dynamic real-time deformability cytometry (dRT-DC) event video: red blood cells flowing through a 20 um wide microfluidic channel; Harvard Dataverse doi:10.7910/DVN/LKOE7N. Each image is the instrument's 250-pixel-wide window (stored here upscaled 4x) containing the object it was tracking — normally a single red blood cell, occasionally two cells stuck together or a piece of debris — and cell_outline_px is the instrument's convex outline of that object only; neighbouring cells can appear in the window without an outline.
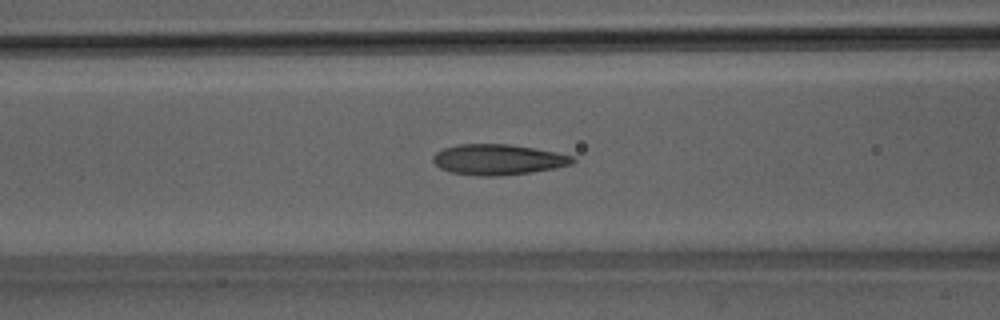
{"species": "Egyptian fruit bat (a non-hibernating species)", "species_latin": "Rousettus aegyptiacus", "temperature_condition": "room temperature", "stored_images_in_passage": 50, "camera_frame_rate_fps": 3000, "um_per_image_px": 0.085, "animal": {"sex": "male"}, "frame": {"image": 1, "passage_image": 20, "time_ms": 6.333, "image_size_px": [1000, 320], "cell_outline_px": [[576, 160], [572, 164], [556, 168], [532, 172], [500, 176], [480, 176], [452, 172], [440, 168], [432, 160], [432, 156], [436, 152], [444, 148], [460, 144], [508, 144], [556, 152], [572, 156]], "centroid_in_image_um": [42.34, 13.57], "position_along_channel_um": 124.3, "area_um2": 24.8}}
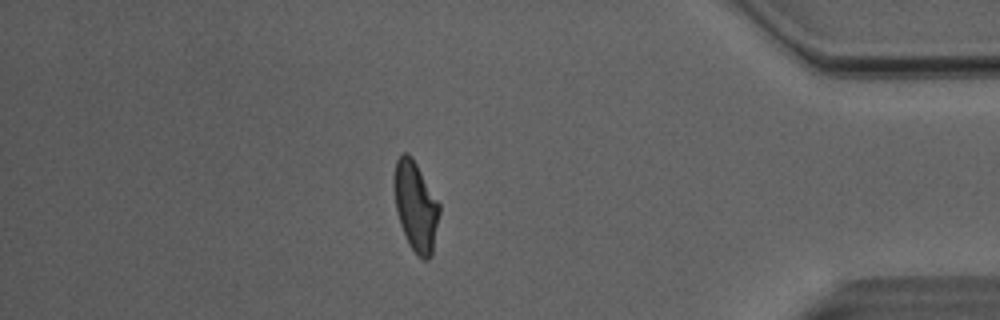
{"frame": {"image": 2, "passage_image": 43, "time_ms": 14.0, "image_size_px": [1000, 320], "cell_outline_px": [[440, 212], [432, 256], [428, 260], [424, 260], [408, 244], [400, 224], [396, 208], [396, 160], [404, 152], [408, 152], [412, 156], [440, 204]], "centroid_in_image_um": [35.38, 17.57], "position_along_channel_um": 399.8, "area_um2": 23.12}}
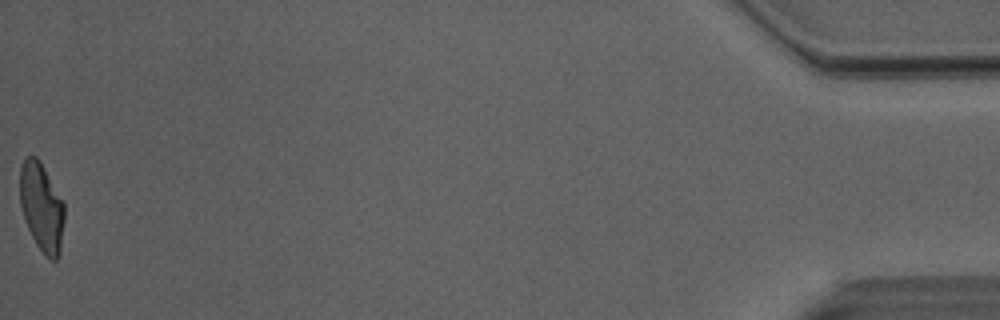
{"frame": {"image": 3, "passage_image": 50, "time_ms": 16.333, "image_size_px": [1000, 320], "cell_outline_px": [[64, 220], [60, 252], [56, 260], [52, 260], [36, 244], [28, 228], [20, 204], [20, 168], [24, 160], [28, 156], [36, 156], [40, 160], [64, 200]], "centroid_in_image_um": [3.56, 17.56], "position_along_channel_um": 431.6, "area_um2": 22.89}, "authors_computed_cell_mechanics": {"area_um2": 24.0448, "velocity_mm_per_s": 4.0767, "shape_relaxation_time_tau1_ms": 7.7983, "shape_relaxation_time_tau2_ms": 1.4729, "deformation_change_tau1": 0.2259, "deformation_change_tau2": 0.0879}}